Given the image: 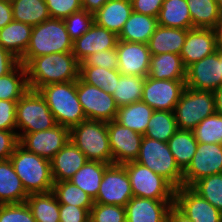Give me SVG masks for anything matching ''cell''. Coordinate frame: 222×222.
Listing matches in <instances>:
<instances>
[{"mask_svg": "<svg viewBox=\"0 0 222 222\" xmlns=\"http://www.w3.org/2000/svg\"><path fill=\"white\" fill-rule=\"evenodd\" d=\"M10 160L28 194L48 193L53 190L54 181L49 160L31 153L20 143Z\"/></svg>", "mask_w": 222, "mask_h": 222, "instance_id": "cell-4", "label": "cell"}, {"mask_svg": "<svg viewBox=\"0 0 222 222\" xmlns=\"http://www.w3.org/2000/svg\"><path fill=\"white\" fill-rule=\"evenodd\" d=\"M192 131L198 143L222 144V116L215 112L202 120Z\"/></svg>", "mask_w": 222, "mask_h": 222, "instance_id": "cell-42", "label": "cell"}, {"mask_svg": "<svg viewBox=\"0 0 222 222\" xmlns=\"http://www.w3.org/2000/svg\"><path fill=\"white\" fill-rule=\"evenodd\" d=\"M121 73L98 66H80L79 77L86 83L113 94Z\"/></svg>", "mask_w": 222, "mask_h": 222, "instance_id": "cell-39", "label": "cell"}, {"mask_svg": "<svg viewBox=\"0 0 222 222\" xmlns=\"http://www.w3.org/2000/svg\"><path fill=\"white\" fill-rule=\"evenodd\" d=\"M70 140V129L57 124L45 131L25 134L19 143L31 153L51 160Z\"/></svg>", "mask_w": 222, "mask_h": 222, "instance_id": "cell-14", "label": "cell"}, {"mask_svg": "<svg viewBox=\"0 0 222 222\" xmlns=\"http://www.w3.org/2000/svg\"><path fill=\"white\" fill-rule=\"evenodd\" d=\"M13 20L32 26L50 19L45 0H10Z\"/></svg>", "mask_w": 222, "mask_h": 222, "instance_id": "cell-33", "label": "cell"}, {"mask_svg": "<svg viewBox=\"0 0 222 222\" xmlns=\"http://www.w3.org/2000/svg\"><path fill=\"white\" fill-rule=\"evenodd\" d=\"M177 130L174 112L154 110L144 136L168 142Z\"/></svg>", "mask_w": 222, "mask_h": 222, "instance_id": "cell-38", "label": "cell"}, {"mask_svg": "<svg viewBox=\"0 0 222 222\" xmlns=\"http://www.w3.org/2000/svg\"><path fill=\"white\" fill-rule=\"evenodd\" d=\"M32 25L12 20L0 29V45L19 60L30 42Z\"/></svg>", "mask_w": 222, "mask_h": 222, "instance_id": "cell-26", "label": "cell"}, {"mask_svg": "<svg viewBox=\"0 0 222 222\" xmlns=\"http://www.w3.org/2000/svg\"><path fill=\"white\" fill-rule=\"evenodd\" d=\"M116 51L121 75L148 76L151 61L148 44L118 40Z\"/></svg>", "mask_w": 222, "mask_h": 222, "instance_id": "cell-18", "label": "cell"}, {"mask_svg": "<svg viewBox=\"0 0 222 222\" xmlns=\"http://www.w3.org/2000/svg\"><path fill=\"white\" fill-rule=\"evenodd\" d=\"M215 112L213 92L186 87L174 109L177 128L193 130L202 120Z\"/></svg>", "mask_w": 222, "mask_h": 222, "instance_id": "cell-8", "label": "cell"}, {"mask_svg": "<svg viewBox=\"0 0 222 222\" xmlns=\"http://www.w3.org/2000/svg\"><path fill=\"white\" fill-rule=\"evenodd\" d=\"M213 94L215 97V111L222 116V86L217 88Z\"/></svg>", "mask_w": 222, "mask_h": 222, "instance_id": "cell-57", "label": "cell"}, {"mask_svg": "<svg viewBox=\"0 0 222 222\" xmlns=\"http://www.w3.org/2000/svg\"><path fill=\"white\" fill-rule=\"evenodd\" d=\"M212 30L215 35L216 49L222 50V16H220Z\"/></svg>", "mask_w": 222, "mask_h": 222, "instance_id": "cell-56", "label": "cell"}, {"mask_svg": "<svg viewBox=\"0 0 222 222\" xmlns=\"http://www.w3.org/2000/svg\"><path fill=\"white\" fill-rule=\"evenodd\" d=\"M113 164L136 161L143 135L122 126L115 120L107 122Z\"/></svg>", "mask_w": 222, "mask_h": 222, "instance_id": "cell-16", "label": "cell"}, {"mask_svg": "<svg viewBox=\"0 0 222 222\" xmlns=\"http://www.w3.org/2000/svg\"><path fill=\"white\" fill-rule=\"evenodd\" d=\"M167 143L177 166L183 172L192 160L198 146L193 131L178 129Z\"/></svg>", "mask_w": 222, "mask_h": 222, "instance_id": "cell-32", "label": "cell"}, {"mask_svg": "<svg viewBox=\"0 0 222 222\" xmlns=\"http://www.w3.org/2000/svg\"><path fill=\"white\" fill-rule=\"evenodd\" d=\"M77 96L86 119L110 122L116 119L118 106L112 96L98 88L77 79Z\"/></svg>", "mask_w": 222, "mask_h": 222, "instance_id": "cell-10", "label": "cell"}, {"mask_svg": "<svg viewBox=\"0 0 222 222\" xmlns=\"http://www.w3.org/2000/svg\"><path fill=\"white\" fill-rule=\"evenodd\" d=\"M13 20L10 0H0V29Z\"/></svg>", "mask_w": 222, "mask_h": 222, "instance_id": "cell-53", "label": "cell"}, {"mask_svg": "<svg viewBox=\"0 0 222 222\" xmlns=\"http://www.w3.org/2000/svg\"><path fill=\"white\" fill-rule=\"evenodd\" d=\"M133 196L155 200H174L176 188L163 176L136 161L123 164Z\"/></svg>", "mask_w": 222, "mask_h": 222, "instance_id": "cell-9", "label": "cell"}, {"mask_svg": "<svg viewBox=\"0 0 222 222\" xmlns=\"http://www.w3.org/2000/svg\"><path fill=\"white\" fill-rule=\"evenodd\" d=\"M164 0H131L133 12L156 17Z\"/></svg>", "mask_w": 222, "mask_h": 222, "instance_id": "cell-51", "label": "cell"}, {"mask_svg": "<svg viewBox=\"0 0 222 222\" xmlns=\"http://www.w3.org/2000/svg\"><path fill=\"white\" fill-rule=\"evenodd\" d=\"M52 192L59 204H70L80 208H92L94 200L71 181L54 182Z\"/></svg>", "mask_w": 222, "mask_h": 222, "instance_id": "cell-40", "label": "cell"}, {"mask_svg": "<svg viewBox=\"0 0 222 222\" xmlns=\"http://www.w3.org/2000/svg\"><path fill=\"white\" fill-rule=\"evenodd\" d=\"M154 109L142 100L118 107L115 121L144 136Z\"/></svg>", "mask_w": 222, "mask_h": 222, "instance_id": "cell-29", "label": "cell"}, {"mask_svg": "<svg viewBox=\"0 0 222 222\" xmlns=\"http://www.w3.org/2000/svg\"><path fill=\"white\" fill-rule=\"evenodd\" d=\"M174 200H155L133 196L126 204V222H165Z\"/></svg>", "mask_w": 222, "mask_h": 222, "instance_id": "cell-21", "label": "cell"}, {"mask_svg": "<svg viewBox=\"0 0 222 222\" xmlns=\"http://www.w3.org/2000/svg\"><path fill=\"white\" fill-rule=\"evenodd\" d=\"M70 140L88 161L113 164L107 122L86 119L70 129Z\"/></svg>", "mask_w": 222, "mask_h": 222, "instance_id": "cell-5", "label": "cell"}, {"mask_svg": "<svg viewBox=\"0 0 222 222\" xmlns=\"http://www.w3.org/2000/svg\"><path fill=\"white\" fill-rule=\"evenodd\" d=\"M157 26L156 17L132 12L118 35V40L148 44Z\"/></svg>", "mask_w": 222, "mask_h": 222, "instance_id": "cell-28", "label": "cell"}, {"mask_svg": "<svg viewBox=\"0 0 222 222\" xmlns=\"http://www.w3.org/2000/svg\"><path fill=\"white\" fill-rule=\"evenodd\" d=\"M222 173V144L198 143L196 153L183 171V186L191 187L196 181Z\"/></svg>", "mask_w": 222, "mask_h": 222, "instance_id": "cell-12", "label": "cell"}, {"mask_svg": "<svg viewBox=\"0 0 222 222\" xmlns=\"http://www.w3.org/2000/svg\"><path fill=\"white\" fill-rule=\"evenodd\" d=\"M220 16H222V0H217Z\"/></svg>", "mask_w": 222, "mask_h": 222, "instance_id": "cell-58", "label": "cell"}, {"mask_svg": "<svg viewBox=\"0 0 222 222\" xmlns=\"http://www.w3.org/2000/svg\"><path fill=\"white\" fill-rule=\"evenodd\" d=\"M157 21L163 27L185 30L194 28L186 0H164Z\"/></svg>", "mask_w": 222, "mask_h": 222, "instance_id": "cell-30", "label": "cell"}, {"mask_svg": "<svg viewBox=\"0 0 222 222\" xmlns=\"http://www.w3.org/2000/svg\"><path fill=\"white\" fill-rule=\"evenodd\" d=\"M19 63L18 58L0 45V77L10 73Z\"/></svg>", "mask_w": 222, "mask_h": 222, "instance_id": "cell-52", "label": "cell"}, {"mask_svg": "<svg viewBox=\"0 0 222 222\" xmlns=\"http://www.w3.org/2000/svg\"><path fill=\"white\" fill-rule=\"evenodd\" d=\"M72 41L84 35L95 23L94 15L82 9L63 19Z\"/></svg>", "mask_w": 222, "mask_h": 222, "instance_id": "cell-43", "label": "cell"}, {"mask_svg": "<svg viewBox=\"0 0 222 222\" xmlns=\"http://www.w3.org/2000/svg\"><path fill=\"white\" fill-rule=\"evenodd\" d=\"M87 161L83 152L69 140L50 160L53 181H69Z\"/></svg>", "mask_w": 222, "mask_h": 222, "instance_id": "cell-22", "label": "cell"}, {"mask_svg": "<svg viewBox=\"0 0 222 222\" xmlns=\"http://www.w3.org/2000/svg\"><path fill=\"white\" fill-rule=\"evenodd\" d=\"M191 188L222 212V173L201 178Z\"/></svg>", "mask_w": 222, "mask_h": 222, "instance_id": "cell-41", "label": "cell"}, {"mask_svg": "<svg viewBox=\"0 0 222 222\" xmlns=\"http://www.w3.org/2000/svg\"><path fill=\"white\" fill-rule=\"evenodd\" d=\"M219 54H220V65H221V69H222V50H219Z\"/></svg>", "mask_w": 222, "mask_h": 222, "instance_id": "cell-59", "label": "cell"}, {"mask_svg": "<svg viewBox=\"0 0 222 222\" xmlns=\"http://www.w3.org/2000/svg\"><path fill=\"white\" fill-rule=\"evenodd\" d=\"M37 91L46 101L57 124L71 129L86 120L77 96V81L47 84Z\"/></svg>", "mask_w": 222, "mask_h": 222, "instance_id": "cell-2", "label": "cell"}, {"mask_svg": "<svg viewBox=\"0 0 222 222\" xmlns=\"http://www.w3.org/2000/svg\"><path fill=\"white\" fill-rule=\"evenodd\" d=\"M18 144L17 132L0 130V160L10 159Z\"/></svg>", "mask_w": 222, "mask_h": 222, "instance_id": "cell-50", "label": "cell"}, {"mask_svg": "<svg viewBox=\"0 0 222 222\" xmlns=\"http://www.w3.org/2000/svg\"><path fill=\"white\" fill-rule=\"evenodd\" d=\"M30 90L47 84L77 81L80 63L72 52L52 53L33 58L26 66Z\"/></svg>", "mask_w": 222, "mask_h": 222, "instance_id": "cell-1", "label": "cell"}, {"mask_svg": "<svg viewBox=\"0 0 222 222\" xmlns=\"http://www.w3.org/2000/svg\"><path fill=\"white\" fill-rule=\"evenodd\" d=\"M85 222H93L90 218L87 220V221H85Z\"/></svg>", "mask_w": 222, "mask_h": 222, "instance_id": "cell-60", "label": "cell"}, {"mask_svg": "<svg viewBox=\"0 0 222 222\" xmlns=\"http://www.w3.org/2000/svg\"><path fill=\"white\" fill-rule=\"evenodd\" d=\"M17 101L0 100V130L16 132Z\"/></svg>", "mask_w": 222, "mask_h": 222, "instance_id": "cell-48", "label": "cell"}, {"mask_svg": "<svg viewBox=\"0 0 222 222\" xmlns=\"http://www.w3.org/2000/svg\"><path fill=\"white\" fill-rule=\"evenodd\" d=\"M132 197L133 192L125 167L111 164L104 171L94 203L125 207Z\"/></svg>", "mask_w": 222, "mask_h": 222, "instance_id": "cell-11", "label": "cell"}, {"mask_svg": "<svg viewBox=\"0 0 222 222\" xmlns=\"http://www.w3.org/2000/svg\"><path fill=\"white\" fill-rule=\"evenodd\" d=\"M185 88V80H156L147 76L141 100L154 110L174 112Z\"/></svg>", "mask_w": 222, "mask_h": 222, "instance_id": "cell-13", "label": "cell"}, {"mask_svg": "<svg viewBox=\"0 0 222 222\" xmlns=\"http://www.w3.org/2000/svg\"><path fill=\"white\" fill-rule=\"evenodd\" d=\"M56 125L53 113L38 91L29 89L17 101L16 132L19 140L27 133L45 131Z\"/></svg>", "mask_w": 222, "mask_h": 222, "instance_id": "cell-6", "label": "cell"}, {"mask_svg": "<svg viewBox=\"0 0 222 222\" xmlns=\"http://www.w3.org/2000/svg\"><path fill=\"white\" fill-rule=\"evenodd\" d=\"M185 29L163 27L158 25L151 35L148 48L151 55L175 53L180 55L187 36Z\"/></svg>", "mask_w": 222, "mask_h": 222, "instance_id": "cell-27", "label": "cell"}, {"mask_svg": "<svg viewBox=\"0 0 222 222\" xmlns=\"http://www.w3.org/2000/svg\"><path fill=\"white\" fill-rule=\"evenodd\" d=\"M186 87L214 92L222 86V69L219 50L187 68Z\"/></svg>", "mask_w": 222, "mask_h": 222, "instance_id": "cell-15", "label": "cell"}, {"mask_svg": "<svg viewBox=\"0 0 222 222\" xmlns=\"http://www.w3.org/2000/svg\"><path fill=\"white\" fill-rule=\"evenodd\" d=\"M165 222H193L182 213L174 204L168 210Z\"/></svg>", "mask_w": 222, "mask_h": 222, "instance_id": "cell-54", "label": "cell"}, {"mask_svg": "<svg viewBox=\"0 0 222 222\" xmlns=\"http://www.w3.org/2000/svg\"><path fill=\"white\" fill-rule=\"evenodd\" d=\"M28 90L27 70L21 63L0 77V100L18 101Z\"/></svg>", "mask_w": 222, "mask_h": 222, "instance_id": "cell-35", "label": "cell"}, {"mask_svg": "<svg viewBox=\"0 0 222 222\" xmlns=\"http://www.w3.org/2000/svg\"><path fill=\"white\" fill-rule=\"evenodd\" d=\"M90 219L93 222H126V209L117 205L94 203Z\"/></svg>", "mask_w": 222, "mask_h": 222, "instance_id": "cell-44", "label": "cell"}, {"mask_svg": "<svg viewBox=\"0 0 222 222\" xmlns=\"http://www.w3.org/2000/svg\"><path fill=\"white\" fill-rule=\"evenodd\" d=\"M51 18L64 19L82 10V0H45Z\"/></svg>", "mask_w": 222, "mask_h": 222, "instance_id": "cell-46", "label": "cell"}, {"mask_svg": "<svg viewBox=\"0 0 222 222\" xmlns=\"http://www.w3.org/2000/svg\"><path fill=\"white\" fill-rule=\"evenodd\" d=\"M80 66H98L105 69H118V53L116 48L111 50H103L86 57Z\"/></svg>", "mask_w": 222, "mask_h": 222, "instance_id": "cell-47", "label": "cell"}, {"mask_svg": "<svg viewBox=\"0 0 222 222\" xmlns=\"http://www.w3.org/2000/svg\"><path fill=\"white\" fill-rule=\"evenodd\" d=\"M148 76L156 80H186L187 68L178 54L151 55Z\"/></svg>", "mask_w": 222, "mask_h": 222, "instance_id": "cell-25", "label": "cell"}, {"mask_svg": "<svg viewBox=\"0 0 222 222\" xmlns=\"http://www.w3.org/2000/svg\"><path fill=\"white\" fill-rule=\"evenodd\" d=\"M136 162L163 176L175 188L183 186V172L177 166L167 142L143 136Z\"/></svg>", "mask_w": 222, "mask_h": 222, "instance_id": "cell-7", "label": "cell"}, {"mask_svg": "<svg viewBox=\"0 0 222 222\" xmlns=\"http://www.w3.org/2000/svg\"><path fill=\"white\" fill-rule=\"evenodd\" d=\"M28 195L11 160H0V204L23 203Z\"/></svg>", "mask_w": 222, "mask_h": 222, "instance_id": "cell-24", "label": "cell"}, {"mask_svg": "<svg viewBox=\"0 0 222 222\" xmlns=\"http://www.w3.org/2000/svg\"><path fill=\"white\" fill-rule=\"evenodd\" d=\"M108 0H82V8L95 14Z\"/></svg>", "mask_w": 222, "mask_h": 222, "instance_id": "cell-55", "label": "cell"}, {"mask_svg": "<svg viewBox=\"0 0 222 222\" xmlns=\"http://www.w3.org/2000/svg\"><path fill=\"white\" fill-rule=\"evenodd\" d=\"M132 12L131 0H108L93 14L94 22L118 36Z\"/></svg>", "mask_w": 222, "mask_h": 222, "instance_id": "cell-23", "label": "cell"}, {"mask_svg": "<svg viewBox=\"0 0 222 222\" xmlns=\"http://www.w3.org/2000/svg\"><path fill=\"white\" fill-rule=\"evenodd\" d=\"M194 28H213L220 18L217 0H186Z\"/></svg>", "mask_w": 222, "mask_h": 222, "instance_id": "cell-37", "label": "cell"}, {"mask_svg": "<svg viewBox=\"0 0 222 222\" xmlns=\"http://www.w3.org/2000/svg\"><path fill=\"white\" fill-rule=\"evenodd\" d=\"M0 222H36L26 202L0 204Z\"/></svg>", "mask_w": 222, "mask_h": 222, "instance_id": "cell-45", "label": "cell"}, {"mask_svg": "<svg viewBox=\"0 0 222 222\" xmlns=\"http://www.w3.org/2000/svg\"><path fill=\"white\" fill-rule=\"evenodd\" d=\"M215 35L212 28H193L187 31L180 56L186 68L216 52Z\"/></svg>", "mask_w": 222, "mask_h": 222, "instance_id": "cell-20", "label": "cell"}, {"mask_svg": "<svg viewBox=\"0 0 222 222\" xmlns=\"http://www.w3.org/2000/svg\"><path fill=\"white\" fill-rule=\"evenodd\" d=\"M26 203L30 207L36 222H59L60 204L52 191L29 194Z\"/></svg>", "mask_w": 222, "mask_h": 222, "instance_id": "cell-34", "label": "cell"}, {"mask_svg": "<svg viewBox=\"0 0 222 222\" xmlns=\"http://www.w3.org/2000/svg\"><path fill=\"white\" fill-rule=\"evenodd\" d=\"M111 164L99 161H87L69 180L81 188L93 200L96 199L104 171Z\"/></svg>", "mask_w": 222, "mask_h": 222, "instance_id": "cell-31", "label": "cell"}, {"mask_svg": "<svg viewBox=\"0 0 222 222\" xmlns=\"http://www.w3.org/2000/svg\"><path fill=\"white\" fill-rule=\"evenodd\" d=\"M174 205L193 222H222V212L191 187L176 188Z\"/></svg>", "mask_w": 222, "mask_h": 222, "instance_id": "cell-17", "label": "cell"}, {"mask_svg": "<svg viewBox=\"0 0 222 222\" xmlns=\"http://www.w3.org/2000/svg\"><path fill=\"white\" fill-rule=\"evenodd\" d=\"M72 49L73 41L63 19L50 18L33 26L29 45L19 62L26 66L35 57L72 52Z\"/></svg>", "mask_w": 222, "mask_h": 222, "instance_id": "cell-3", "label": "cell"}, {"mask_svg": "<svg viewBox=\"0 0 222 222\" xmlns=\"http://www.w3.org/2000/svg\"><path fill=\"white\" fill-rule=\"evenodd\" d=\"M118 36L106 28L94 23L81 37L73 41L72 53L81 63L86 57L116 48Z\"/></svg>", "mask_w": 222, "mask_h": 222, "instance_id": "cell-19", "label": "cell"}, {"mask_svg": "<svg viewBox=\"0 0 222 222\" xmlns=\"http://www.w3.org/2000/svg\"><path fill=\"white\" fill-rule=\"evenodd\" d=\"M91 208H80L70 204H60L59 222H85L90 218Z\"/></svg>", "mask_w": 222, "mask_h": 222, "instance_id": "cell-49", "label": "cell"}, {"mask_svg": "<svg viewBox=\"0 0 222 222\" xmlns=\"http://www.w3.org/2000/svg\"><path fill=\"white\" fill-rule=\"evenodd\" d=\"M145 77L120 75L112 94L118 107L141 101Z\"/></svg>", "mask_w": 222, "mask_h": 222, "instance_id": "cell-36", "label": "cell"}]
</instances>
